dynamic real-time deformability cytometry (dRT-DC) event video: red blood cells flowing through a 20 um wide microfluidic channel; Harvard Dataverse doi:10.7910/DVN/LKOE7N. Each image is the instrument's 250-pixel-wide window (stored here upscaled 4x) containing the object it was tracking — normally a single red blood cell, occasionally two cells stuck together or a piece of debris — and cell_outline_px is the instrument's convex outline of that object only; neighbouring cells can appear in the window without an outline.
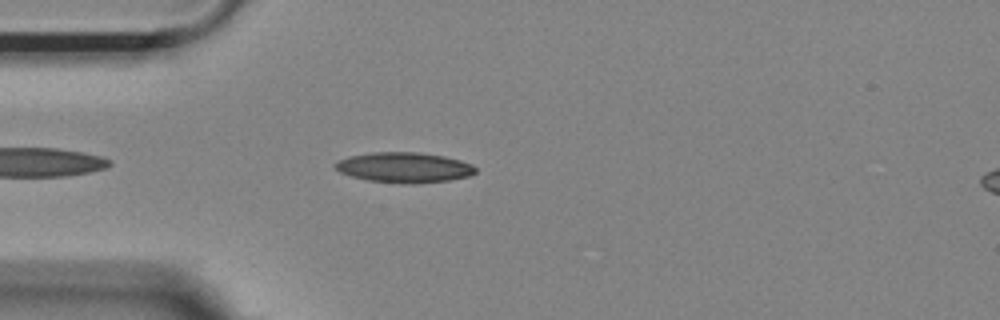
{"species": "Egyptian fruit bat (a non-hibernating species)", "species_latin": "Rousettus aegyptiacus", "temperature_condition": "room temperature", "stored_images_in_passage": 27, "camera_frame_rate_fps": 3000, "um_per_image_px": 0.085, "animal": {"sex": "female"}, "frame": {"image": 1, "passage_image": 5, "time_ms": 1.333, "image_size_px": [1000, 320], "cell_outline_px": [[476, 172], [468, 176], [448, 180], [412, 184], [400, 184], [368, 180], [352, 176], [340, 172], [332, 164], [348, 156], [372, 152], [420, 152], [444, 156], [460, 160], [472, 164], [476, 168]], "centroid_in_image_um": [34.35, 14.23], "position_along_channel_um": 50.7, "area_um2": 24.8}}
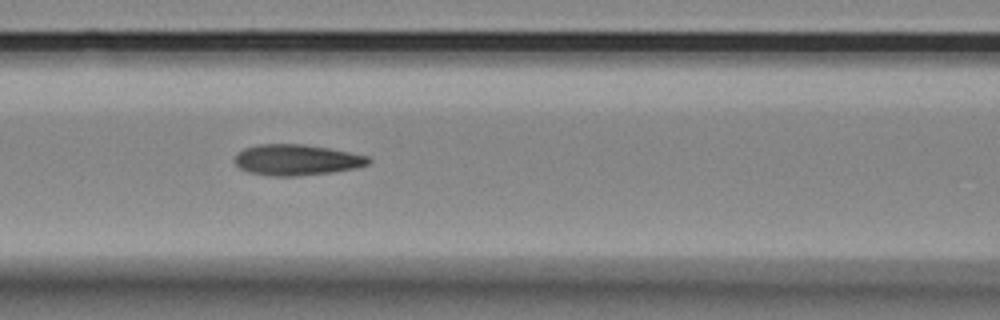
{"frame": {"image": 2, "passage_image": 13, "time_ms": 4.0, "image_size_px": [1000, 320], "cell_outline_px": [[372, 160], [368, 164], [352, 168], [332, 172], [296, 176], [272, 176], [248, 172], [240, 168], [232, 160], [236, 152], [244, 148], [256, 144], [304, 144], [328, 148], [368, 156]], "centroid_in_image_um": [25.14, 13.58], "position_along_channel_um": 141.5, "area_um2": 24.1}}
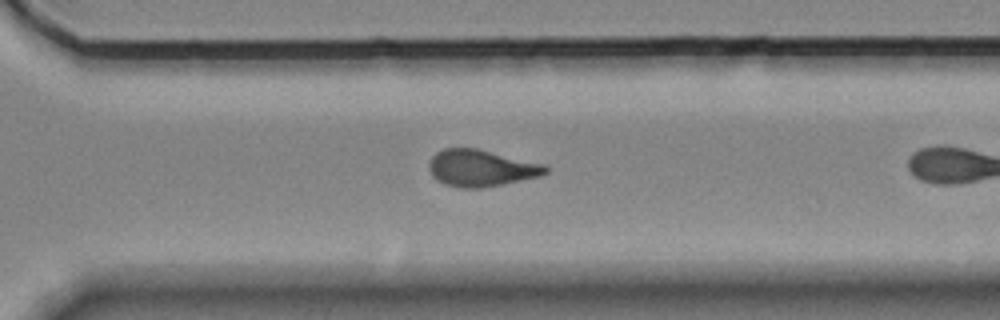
{"frame": {"image": 3, "passage_image": 25, "time_ms": 8.0, "image_size_px": [1000, 320], "cell_outline_px": [[548, 172], [540, 176], [480, 188], [464, 188], [444, 184], [432, 176], [428, 168], [428, 164], [432, 156], [436, 152], [444, 148], [476, 148], [548, 164]], "centroid_in_image_um": [40.9, 14.27], "position_along_channel_um": 329.7, "area_um2": 25.03}}